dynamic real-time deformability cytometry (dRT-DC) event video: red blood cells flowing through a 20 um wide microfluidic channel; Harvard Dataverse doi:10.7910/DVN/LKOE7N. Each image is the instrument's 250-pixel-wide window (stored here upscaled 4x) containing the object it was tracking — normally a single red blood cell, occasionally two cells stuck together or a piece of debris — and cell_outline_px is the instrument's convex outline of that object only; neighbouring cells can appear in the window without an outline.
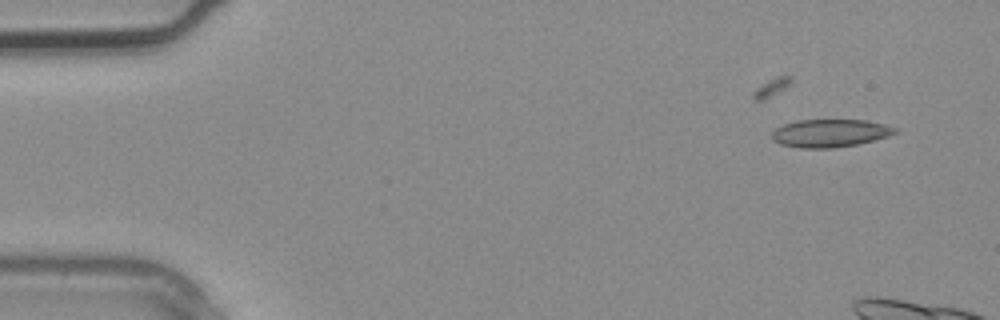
{"species": "common noctule bat (a hibernating species)", "species_latin": "Nyctalus noctula", "temperature_condition": "warm", "stored_images_in_passage": 4, "camera_frame_rate_fps": 3000, "um_per_image_px": 0.085, "animal": {"sex": "male", "body_mass_g": 20.4}, "frame": {"image": 1, "passage_image": 1, "time_ms": 0.0, "image_size_px": [1000, 320], "cell_outline_px": [[896, 132], [888, 136], [876, 140], [856, 144], [832, 148], [800, 148], [780, 144], [772, 140], [772, 132], [776, 128], [784, 124], [796, 120], [864, 120], [884, 124], [896, 128]], "centroid_in_image_um": [70.52, 11.32], "position_along_channel_um": 14.5, "area_um2": 19.94}}